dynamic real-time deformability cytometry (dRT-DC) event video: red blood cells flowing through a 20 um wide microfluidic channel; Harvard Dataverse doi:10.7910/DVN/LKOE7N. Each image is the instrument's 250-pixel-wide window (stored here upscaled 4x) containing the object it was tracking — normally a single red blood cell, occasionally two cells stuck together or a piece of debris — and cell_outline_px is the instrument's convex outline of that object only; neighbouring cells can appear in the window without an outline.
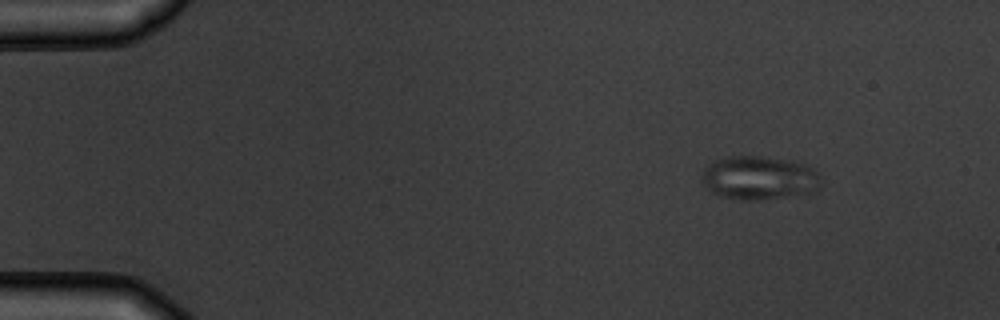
{"species": "common noctule bat (a hibernating species)", "species_latin": "Nyctalus noctula", "temperature_condition": "warm", "stored_images_in_passage": 3, "camera_frame_rate_fps": 3000, "um_per_image_px": 0.085, "animal": {"sex": "male", "body_mass_g": 19.5, "forearm_length_mm": 54.6}, "frame": {"image": 1, "passage_image": 1, "time_ms": 0.0, "image_size_px": [1000, 320], "cell_outline_px": [[820, 184], [816, 192], [756, 200], [740, 200], [720, 196], [712, 192], [700, 180], [704, 168], [712, 160], [728, 156], [760, 156], [792, 160], [804, 164], [812, 168], [820, 176]], "centroid_in_image_um": [64.5, 15.11], "position_along_channel_um": 20.5, "area_um2": 30.52}}